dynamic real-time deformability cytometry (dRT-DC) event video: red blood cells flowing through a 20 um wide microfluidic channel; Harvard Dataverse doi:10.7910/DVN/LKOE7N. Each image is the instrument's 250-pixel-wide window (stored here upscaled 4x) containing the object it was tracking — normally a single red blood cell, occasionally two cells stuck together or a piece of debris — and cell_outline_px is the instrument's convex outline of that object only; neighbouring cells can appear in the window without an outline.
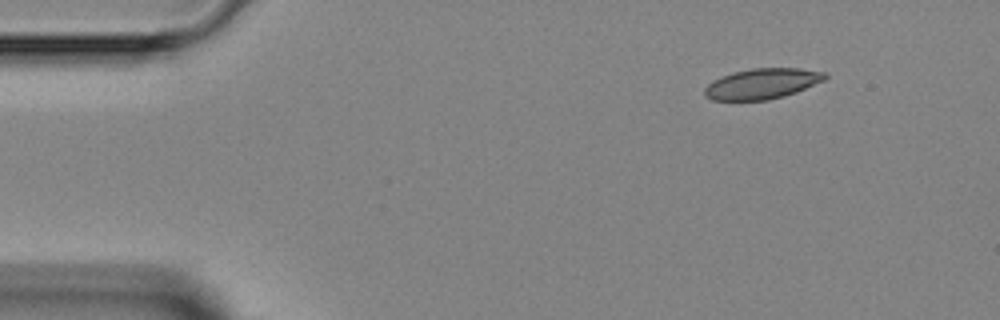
{"species": "Egyptian fruit bat (a non-hibernating species)", "species_latin": "Rousettus aegyptiacus", "temperature_condition": "room temperature", "stored_images_in_passage": 3, "segment_of_instrument_passage": [2, 2], "camera_frame_rate_fps": 3000, "um_per_image_px": 0.085, "animal": {"sex": "female"}, "frame": {"image": 1, "passage_image": 3, "time_ms": 2.333, "image_size_px": [1000, 320], "cell_outline_px": [[828, 76], [824, 80], [796, 92], [784, 96], [768, 100], [712, 100], [704, 96], [704, 88], [712, 80], [732, 72], [752, 68], [800, 68], [828, 72]], "centroid_in_image_um": [64.78, 7.11], "position_along_channel_um": 20.2, "area_um2": 21.56}}